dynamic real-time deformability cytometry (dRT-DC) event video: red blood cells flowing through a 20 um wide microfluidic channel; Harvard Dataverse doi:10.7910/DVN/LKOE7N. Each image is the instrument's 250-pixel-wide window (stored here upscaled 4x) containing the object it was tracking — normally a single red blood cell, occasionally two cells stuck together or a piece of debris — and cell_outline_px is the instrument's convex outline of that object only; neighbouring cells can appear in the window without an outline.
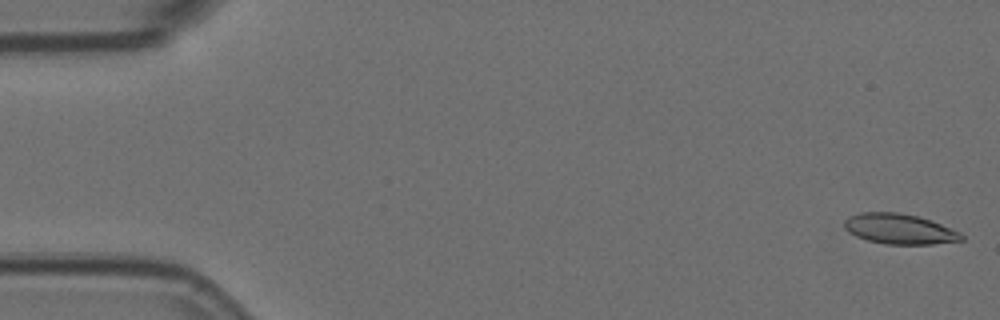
{"species": "Egyptian fruit bat (a non-hibernating species)", "species_latin": "Rousettus aegyptiacus", "temperature_condition": "room temperature", "stored_images_in_passage": 4, "camera_frame_rate_fps": 3000, "um_per_image_px": 0.085, "animal": {"sex": "female"}, "frame": {"image": 1, "passage_image": 1, "time_ms": 0.0, "image_size_px": [1000, 320], "cell_outline_px": [[964, 240], [932, 244], [884, 244], [868, 240], [856, 236], [848, 232], [844, 228], [844, 220], [848, 216], [860, 212], [896, 212], [916, 216], [932, 220], [960, 232], [964, 236]], "centroid_in_image_um": [76.44, 19.46], "position_along_channel_um": 8.6, "area_um2": 20.75}}
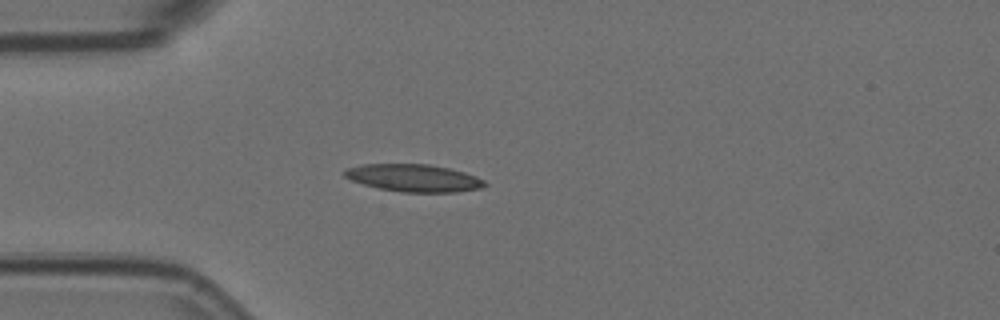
{"frame": {"image": 2, "passage_image": 4, "time_ms": 1.0, "image_size_px": [1000, 320], "cell_outline_px": [[488, 184], [480, 188], [456, 192], [400, 192], [380, 188], [364, 184], [352, 180], [344, 176], [344, 172], [348, 168], [360, 164], [428, 164], [448, 168], [464, 172], [476, 176], [484, 180]], "centroid_in_image_um": [35.19, 15.12], "position_along_channel_um": 49.8, "area_um2": 22.25}}